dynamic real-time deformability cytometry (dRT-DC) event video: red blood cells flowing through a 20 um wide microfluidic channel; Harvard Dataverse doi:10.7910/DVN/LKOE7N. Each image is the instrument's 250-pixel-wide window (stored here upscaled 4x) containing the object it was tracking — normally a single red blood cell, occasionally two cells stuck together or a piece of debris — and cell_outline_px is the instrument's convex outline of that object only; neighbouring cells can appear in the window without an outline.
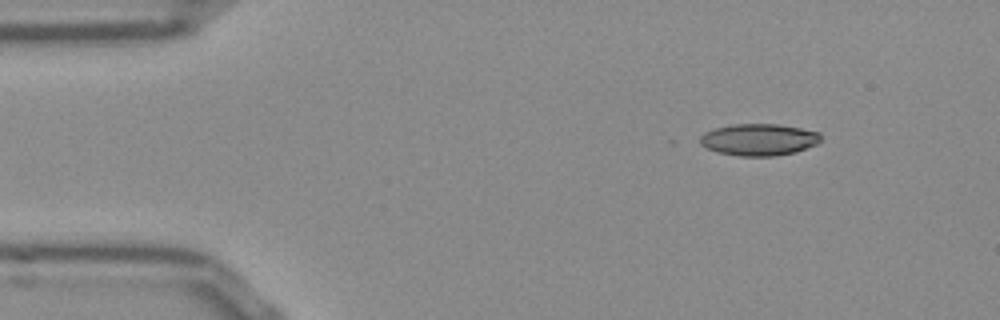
{"species": "Egyptian fruit bat (a non-hibernating species)", "species_latin": "Rousettus aegyptiacus", "temperature_condition": "room temperature", "stored_images_in_passage": 47, "camera_frame_rate_fps": 3000, "um_per_image_px": 0.085, "frame": {"image": 1, "passage_image": 1, "time_ms": 0.0, "image_size_px": [1000, 320], "cell_outline_px": [[820, 144], [796, 152], [776, 156], [736, 156], [716, 152], [700, 144], [700, 136], [704, 132], [712, 128], [732, 124], [776, 124], [800, 128], [820, 132]], "centroid_in_image_um": [64.5, 11.87], "position_along_channel_um": 20.5, "area_um2": 22.72}}
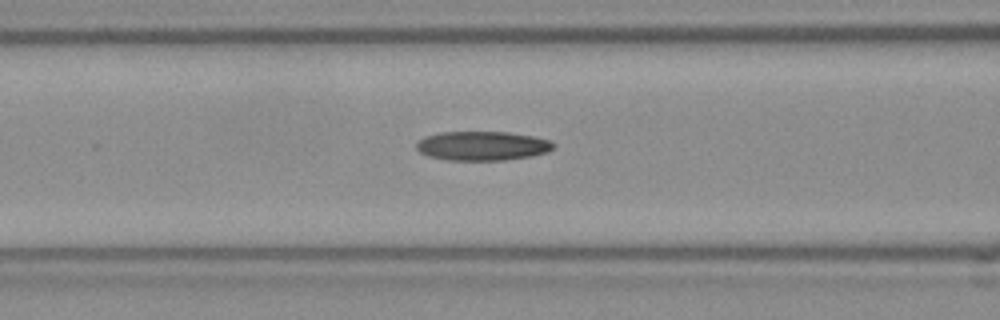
{"frame": {"image": 2, "passage_image": 15, "time_ms": 4.667, "image_size_px": [1000, 320], "cell_outline_px": [[556, 144], [548, 152], [532, 156], [504, 160], [448, 160], [428, 156], [420, 152], [416, 148], [416, 144], [424, 136], [440, 132], [508, 132], [532, 136], [552, 140]], "centroid_in_image_um": [41.01, 12.39], "position_along_channel_um": 125.6, "area_um2": 23.41}}
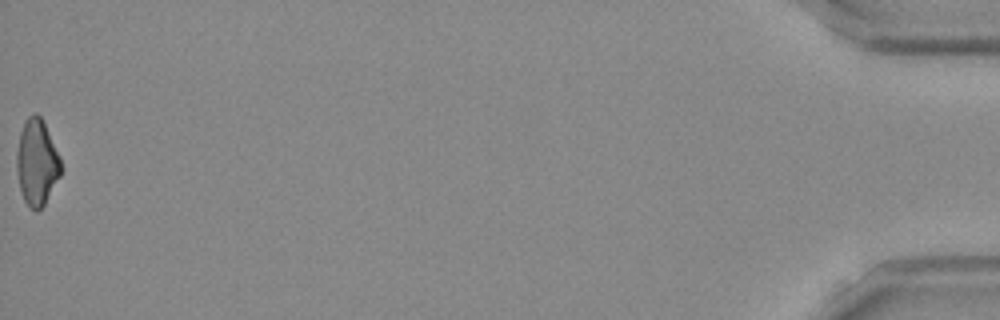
{"frame": {"image": 3, "passage_image": 47, "time_ms": 15.333, "image_size_px": [1000, 320], "cell_outline_px": [[64, 168], [60, 176], [44, 204], [36, 212], [24, 200], [20, 188], [16, 168], [16, 152], [20, 132], [24, 120], [32, 112], [36, 112], [40, 116], [60, 156]], "centroid_in_image_um": [3.13, 13.77], "position_along_channel_um": 432.1, "area_um2": 22.25}, "authors_computed_cell_mechanics": {"area_um2": 22.9466, "velocity_mm_per_s": 3.8764, "shape_relaxation_time_tau1_ms": null, "shape_relaxation_time_tau2_ms": 9.5835, "deformation_change_tau1": null, "deformation_change_tau2": 0.2265}}